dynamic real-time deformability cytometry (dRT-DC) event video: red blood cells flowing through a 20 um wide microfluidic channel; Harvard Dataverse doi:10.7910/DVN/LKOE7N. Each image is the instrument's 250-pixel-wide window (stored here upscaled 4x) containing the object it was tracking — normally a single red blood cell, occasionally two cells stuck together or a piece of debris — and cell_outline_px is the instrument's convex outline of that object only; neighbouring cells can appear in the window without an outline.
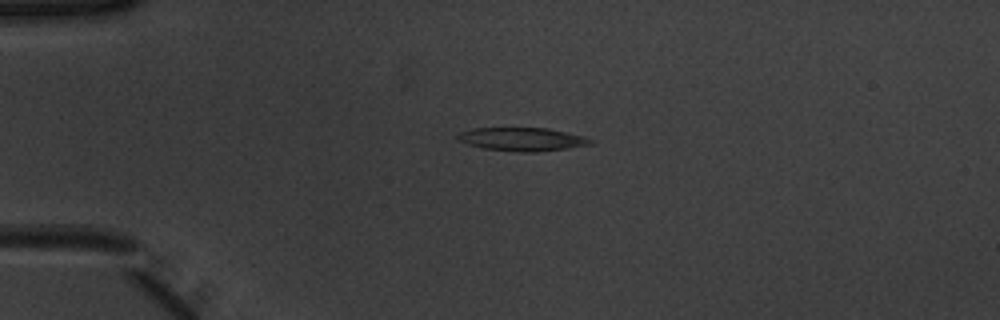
{"species": "common noctule bat (a hibernating species)", "species_latin": "Nyctalus noctula", "temperature_condition": "warm", "stored_images_in_passage": 40, "camera_frame_rate_fps": 3000, "um_per_image_px": 0.085, "animal": {"sex": "male", "body_mass_g": 20.1, "forearm_length_mm": 53.5}, "frame": {"image": 1, "passage_image": 1, "time_ms": 0.0, "image_size_px": [1000, 320], "cell_outline_px": [[596, 144], [568, 148], [536, 152], [524, 152], [484, 148], [468, 144], [456, 140], [456, 136], [460, 132], [472, 128], [548, 128], [584, 136], [596, 140]], "centroid_in_image_um": [44.44, 11.83], "position_along_channel_um": 40.6, "area_um2": 18.21}}
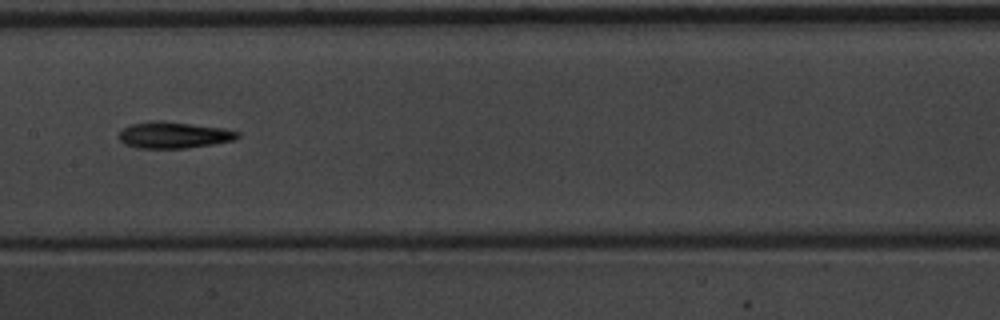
{"frame": {"image": 2, "passage_image": 15, "time_ms": 4.667, "image_size_px": [1000, 320], "cell_outline_px": [[240, 136], [236, 140], [212, 144], [184, 148], [136, 148], [124, 144], [120, 140], [120, 132], [124, 128], [132, 124], [156, 120], [160, 120], [224, 128], [240, 132]], "centroid_in_image_um": [14.8, 11.48], "position_along_channel_um": 192.6, "area_um2": 18.21}}
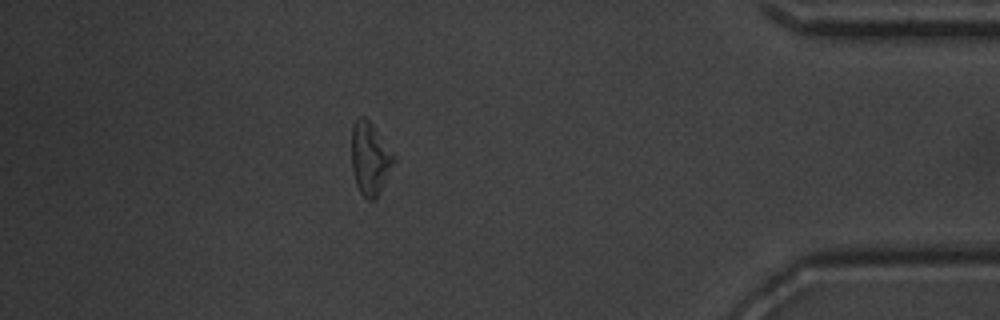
{"frame": {"image": 3, "passage_image": 34, "time_ms": 11.0, "image_size_px": [1000, 320], "cell_outline_px": [[396, 160], [376, 200], [368, 200], [360, 192], [356, 184], [352, 168], [352, 124], [360, 116], [364, 116], [372, 124], [396, 156]], "centroid_in_image_um": [31.46, 13.48], "position_along_channel_um": 403.7, "area_um2": 17.92}, "authors_computed_cell_mechanics": {"area_um2": 17.6579, "velocity_mm_per_s": 3.9393, "shape_relaxation_time_tau1_ms": 3.4564, "shape_relaxation_time_tau2_ms": 6.651, "deformation_change_tau1": 0.1494, "deformation_change_tau2": 0.2333}}